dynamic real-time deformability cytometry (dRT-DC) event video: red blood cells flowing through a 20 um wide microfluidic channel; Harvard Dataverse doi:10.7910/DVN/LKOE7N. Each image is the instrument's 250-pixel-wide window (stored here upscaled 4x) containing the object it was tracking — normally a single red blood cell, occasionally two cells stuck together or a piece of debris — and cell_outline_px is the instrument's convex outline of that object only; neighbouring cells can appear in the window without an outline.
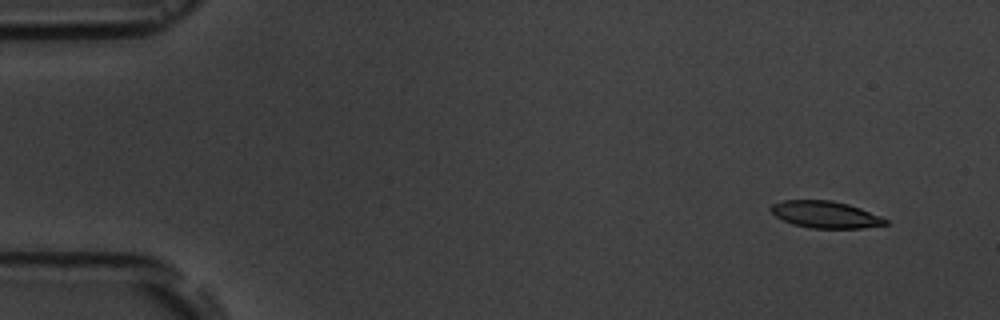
{"species": "common noctule bat (a hibernating species)", "species_latin": "Nyctalus noctula", "temperature_condition": "room temperature", "stored_images_in_passage": 16, "camera_frame_rate_fps": 3000, "um_per_image_px": 0.085, "animal": {"sex": "male", "body_mass_g": 19.5, "forearm_length_mm": 54.6}, "frame": {"image": 1, "passage_image": 1, "time_ms": 0.0, "image_size_px": [1000, 320], "cell_outline_px": [[888, 224], [864, 228], [812, 228], [792, 224], [776, 216], [768, 208], [772, 204], [784, 200], [832, 200], [848, 204], [860, 208], [880, 216], [888, 220]], "centroid_in_image_um": [70.16, 18.23], "position_along_channel_um": 14.8, "area_um2": 17.92}}
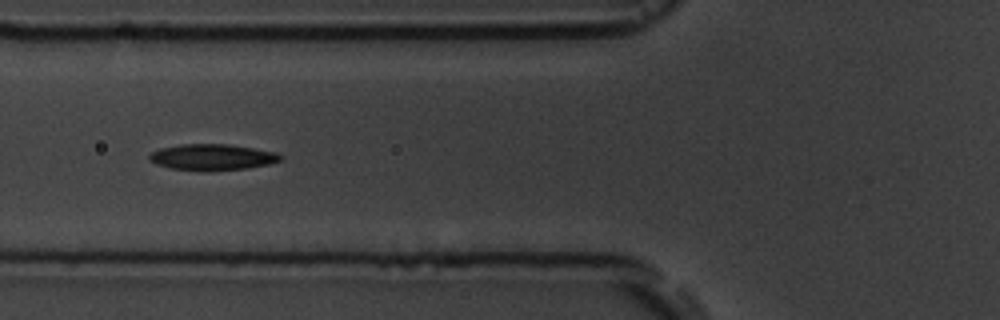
{"frame": {"image": 2, "passage_image": 6, "time_ms": 5.667, "image_size_px": [1000, 320], "cell_outline_px": [[284, 156], [280, 160], [268, 164], [248, 168], [208, 172], [172, 168], [156, 164], [148, 160], [148, 156], [152, 152], [160, 148], [180, 144], [228, 144], [276, 152]], "centroid_in_image_um": [18.03, 13.36], "position_along_channel_um": 107.8, "area_um2": 20.11}}
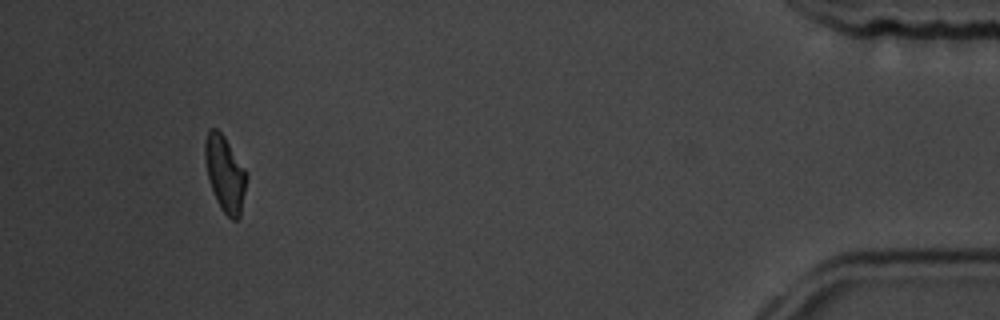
{"frame": {"image": 3, "passage_image": 15, "time_ms": 16.0, "image_size_px": [1000, 320], "cell_outline_px": [[248, 176], [240, 216], [236, 220], [232, 220], [220, 208], [216, 200], [208, 180], [204, 160], [204, 140], [208, 132], [212, 128], [216, 128], [224, 136], [248, 172]], "centroid_in_image_um": [19.12, 14.76], "position_along_channel_um": 416.1, "area_um2": 18.61}, "authors_computed_cell_mechanics": {"area_um2": 19.0451, "velocity_mm_per_s": 3.6499, "shape_relaxation_time_tau1_ms": 5.9173, "shape_relaxation_time_tau2_ms": 5.5534, "deformation_change_tau1": 0.174, "deformation_change_tau2": 0.121}}